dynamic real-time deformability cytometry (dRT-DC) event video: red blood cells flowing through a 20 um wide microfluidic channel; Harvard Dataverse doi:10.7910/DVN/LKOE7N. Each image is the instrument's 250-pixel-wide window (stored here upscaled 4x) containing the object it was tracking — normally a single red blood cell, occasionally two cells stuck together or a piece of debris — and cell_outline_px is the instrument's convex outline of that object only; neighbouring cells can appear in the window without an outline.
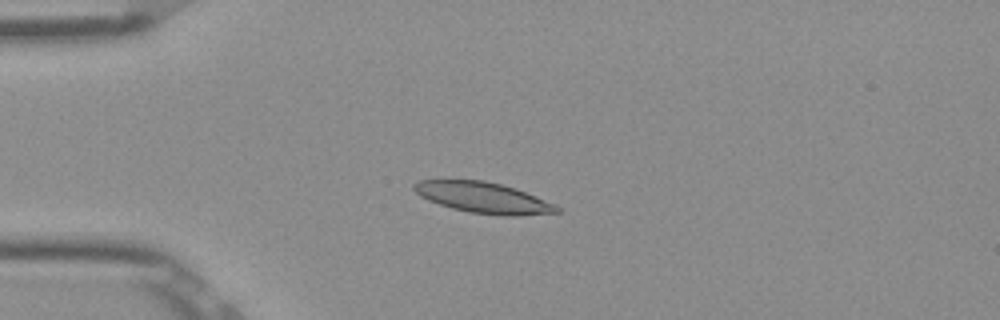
{"species": "Egyptian fruit bat (a non-hibernating species)", "species_latin": "Rousettus aegyptiacus", "temperature_condition": "room temperature", "stored_images_in_passage": 52, "camera_frame_rate_fps": 3000, "um_per_image_px": 0.085, "frame": {"image": 1, "passage_image": 13, "time_ms": 4.0, "image_size_px": [1000, 320], "cell_outline_px": [[560, 212], [516, 216], [500, 216], [468, 212], [452, 208], [428, 200], [420, 196], [412, 188], [412, 184], [420, 180], [484, 180], [516, 188], [556, 204], [560, 208]], "centroid_in_image_um": [41.09, 16.8], "position_along_channel_um": 43.9, "area_um2": 25.78}}
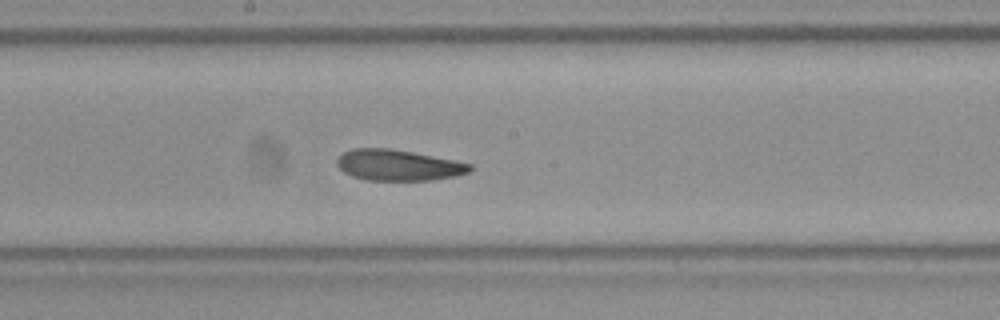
{"frame": {"image": 2, "passage_image": 28, "time_ms": 9.0, "image_size_px": [1000, 320], "cell_outline_px": [[472, 168], [468, 172], [456, 176], [432, 180], [368, 180], [352, 176], [344, 172], [336, 164], [336, 160], [344, 152], [352, 148], [388, 148], [412, 152], [456, 160], [472, 164]], "centroid_in_image_um": [33.85, 14.03], "position_along_channel_um": 214.3, "area_um2": 23.93}}
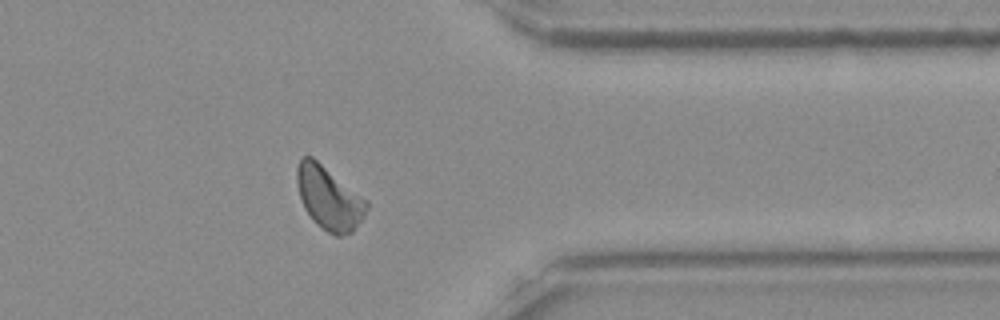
{"frame": {"image": 3, "passage_image": 42, "time_ms": 13.667, "image_size_px": [1000, 320], "cell_outline_px": [[368, 208], [364, 216], [352, 232], [340, 236], [336, 236], [320, 228], [312, 220], [304, 208], [300, 200], [296, 184], [296, 168], [300, 156], [312, 156], [368, 200]], "centroid_in_image_um": [27.94, 16.82], "position_along_channel_um": 383.5, "area_um2": 26.01}, "authors_computed_cell_mechanics": {"area_um2": 24.7095, "velocity_mm_per_s": 3.8564, "shape_relaxation_time_tau1_ms": 5.0447, "shape_relaxation_time_tau2_ms": 4.2109, "deformation_change_tau1": 0.1254, "deformation_change_tau2": 0.1188}}